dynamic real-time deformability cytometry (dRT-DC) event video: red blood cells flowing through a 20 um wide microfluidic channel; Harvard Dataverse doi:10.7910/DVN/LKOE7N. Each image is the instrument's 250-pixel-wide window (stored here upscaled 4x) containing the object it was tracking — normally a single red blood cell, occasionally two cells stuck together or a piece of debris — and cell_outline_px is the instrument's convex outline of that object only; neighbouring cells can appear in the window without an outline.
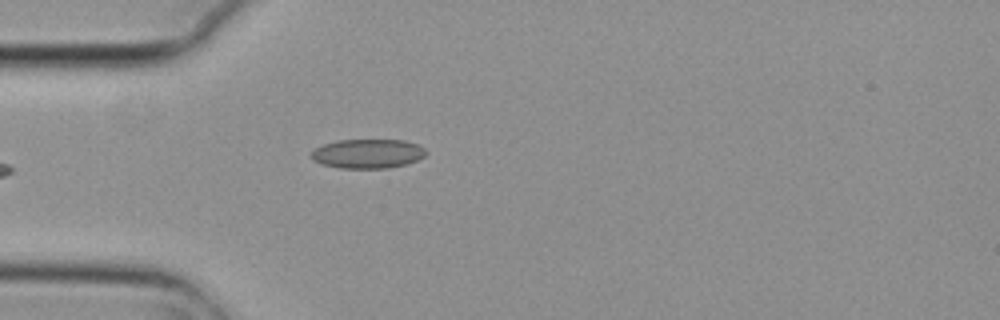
{"species": "common noctule bat (a hibernating species)", "species_latin": "Nyctalus noctula", "temperature_condition": "cold", "stored_images_in_passage": 1, "camera_frame_rate_fps": 3000, "um_per_image_px": 0.085, "animal": {"sex": "female", "body_mass_g": 29.2, "forearm_length_mm": 56.3}, "frame": {"image": 1, "passage_image": 1, "time_ms": 0.0, "image_size_px": [1000, 320], "cell_outline_px": [[428, 152], [424, 156], [416, 160], [404, 164], [388, 168], [340, 168], [320, 164], [312, 160], [312, 152], [316, 148], [324, 144], [340, 140], [404, 140], [420, 144]], "centroid_in_image_um": [31.27, 13.06], "position_along_channel_um": 53.7, "area_um2": 19.54}}